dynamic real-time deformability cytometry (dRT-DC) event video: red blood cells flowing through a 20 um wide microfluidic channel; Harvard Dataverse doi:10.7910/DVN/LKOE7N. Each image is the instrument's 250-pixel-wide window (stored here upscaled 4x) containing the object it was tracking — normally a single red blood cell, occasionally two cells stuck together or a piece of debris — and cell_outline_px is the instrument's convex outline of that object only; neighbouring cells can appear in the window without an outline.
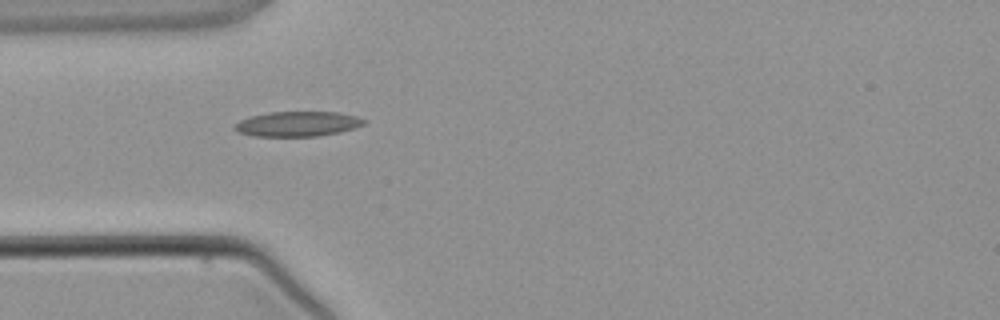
{"species": "common noctule bat (a hibernating species)", "species_latin": "Nyctalus noctula", "temperature_condition": "warm", "stored_images_in_passage": 1, "camera_frame_rate_fps": 3000, "um_per_image_px": 0.085, "animal": {"sex": "male", "body_mass_g": 21.5, "forearm_length_mm": 52.0}, "frame": {"image": 1, "passage_image": 1, "time_ms": 0.0, "image_size_px": [1000, 320], "cell_outline_px": [[368, 120], [364, 124], [356, 128], [340, 132], [316, 136], [252, 136], [236, 132], [232, 128], [240, 120], [252, 116], [268, 112], [340, 112], [356, 116]], "centroid_in_image_um": [25.31, 10.53], "position_along_channel_um": 59.7, "area_um2": 18.96}}